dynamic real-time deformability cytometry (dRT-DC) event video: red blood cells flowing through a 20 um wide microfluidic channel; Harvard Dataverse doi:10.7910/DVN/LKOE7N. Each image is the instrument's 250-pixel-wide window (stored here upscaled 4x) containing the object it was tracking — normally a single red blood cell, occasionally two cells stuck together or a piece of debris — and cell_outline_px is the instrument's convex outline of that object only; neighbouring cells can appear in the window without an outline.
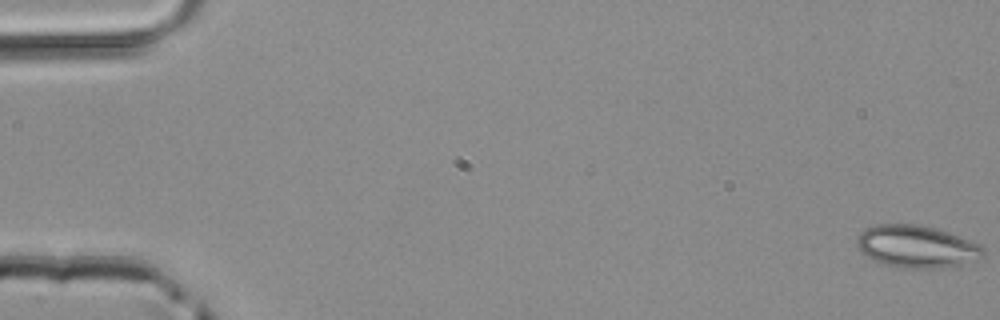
{"species": "common noctule bat (a hibernating species)", "species_latin": "Nyctalus noctula", "temperature_condition": "room temperature", "stored_images_in_passage": 50, "camera_frame_rate_fps": 3000, "um_per_image_px": 0.085, "animal": {"sex": "male", "body_mass_g": 20.4}, "frame": {"image": 1, "passage_image": 1, "time_ms": 0.0, "image_size_px": [1000, 320], "cell_outline_px": [[984, 256], [976, 260], [960, 264], [940, 268], [900, 268], [884, 264], [868, 256], [856, 244], [856, 236], [864, 228], [876, 224], [916, 224], [936, 228], [948, 232], [980, 244], [984, 248]], "centroid_in_image_um": [77.91, 20.94], "position_along_channel_um": 7.1, "area_um2": 31.1}}
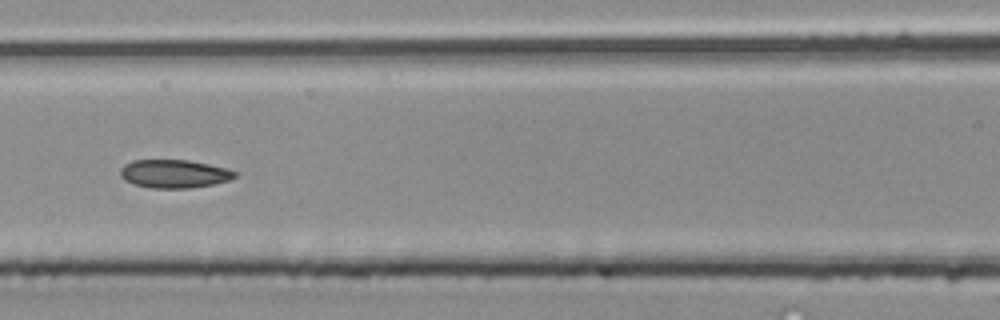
{"frame": {"image": 2, "passage_image": 23, "time_ms": 7.333, "image_size_px": [1000, 320], "cell_outline_px": [[236, 176], [228, 180], [216, 184], [188, 188], [152, 188], [132, 184], [124, 180], [120, 176], [120, 168], [124, 164], [132, 160], [188, 160], [228, 168], [236, 172]], "centroid_in_image_um": [14.78, 14.77], "position_along_channel_um": 151.8, "area_um2": 19.02}}
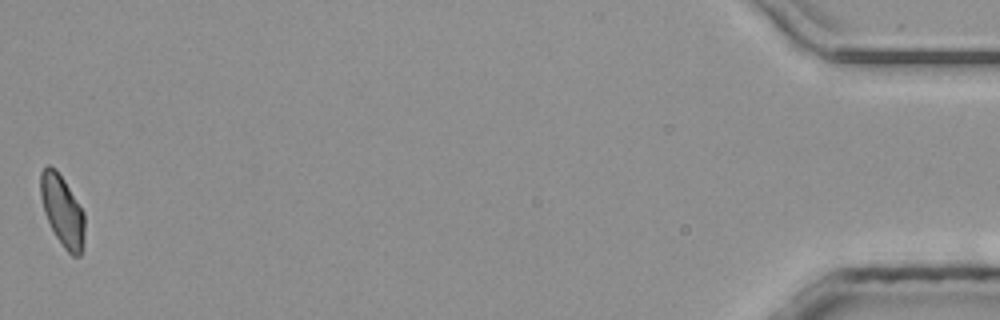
{"frame": {"image": 3, "passage_image": 50, "time_ms": 16.333, "image_size_px": [1000, 320], "cell_outline_px": [[84, 248], [80, 256], [72, 256], [64, 248], [56, 236], [44, 212], [40, 196], [40, 172], [48, 164], [56, 168], [64, 180], [84, 212]], "centroid_in_image_um": [5.3, 17.91], "position_along_channel_um": 429.9, "area_um2": 18.26}}